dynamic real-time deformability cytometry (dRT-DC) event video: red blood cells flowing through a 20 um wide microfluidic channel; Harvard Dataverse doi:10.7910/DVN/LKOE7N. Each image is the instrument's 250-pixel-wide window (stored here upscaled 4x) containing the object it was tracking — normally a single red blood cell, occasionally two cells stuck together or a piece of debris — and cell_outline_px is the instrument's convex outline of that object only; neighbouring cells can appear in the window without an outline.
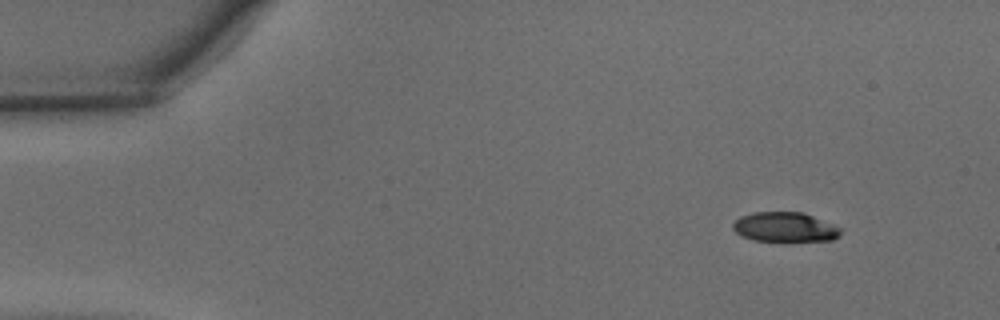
{"species": "common noctule bat (a hibernating species)", "species_latin": "Nyctalus noctula", "temperature_condition": "warm", "stored_images_in_passage": 43, "camera_frame_rate_fps": 3000, "um_per_image_px": 0.085, "animal": {"sex": "male", "body_mass_g": 15.6}, "frame": {"image": 1, "passage_image": 1, "time_ms": 0.0, "image_size_px": [1000, 320], "cell_outline_px": [[840, 236], [832, 240], [752, 240], [740, 236], [732, 228], [732, 224], [740, 216], [756, 212], [804, 212], [832, 224], [840, 228]], "centroid_in_image_um": [66.68, 19.29], "position_along_channel_um": 18.3, "area_um2": 18.38}}
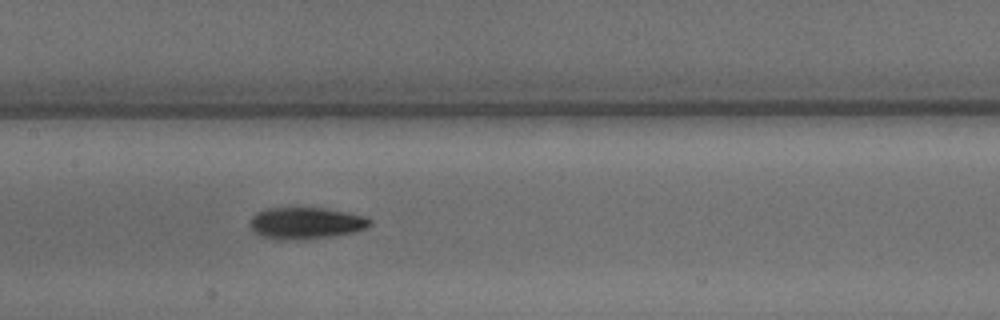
{"frame": {"image": 2, "passage_image": 19, "time_ms": 6.0, "image_size_px": [1000, 320], "cell_outline_px": [[372, 224], [364, 228], [352, 232], [324, 236], [260, 236], [252, 232], [248, 224], [248, 220], [256, 212], [264, 208], [324, 208], [364, 216], [372, 220]], "centroid_in_image_um": [25.95, 18.89], "position_along_channel_um": 181.5, "area_um2": 20.92}}
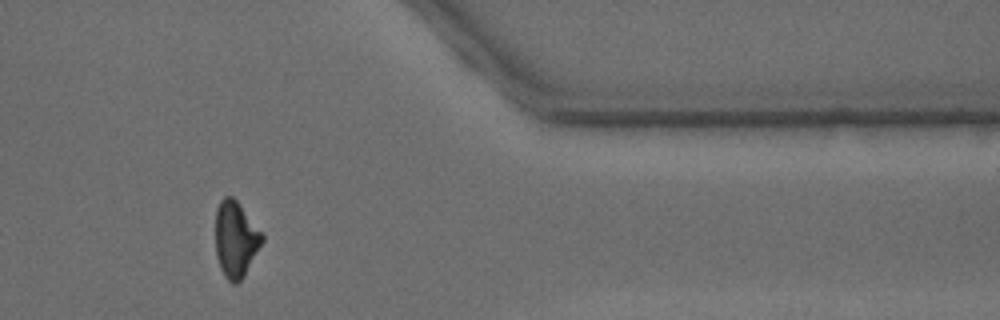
{"frame": {"image": 3, "passage_image": 35, "time_ms": 11.333, "image_size_px": [1000, 320], "cell_outline_px": [[264, 240], [244, 276], [236, 284], [232, 284], [224, 276], [220, 268], [216, 256], [216, 208], [220, 200], [224, 196], [232, 196], [236, 200], [264, 236]], "centroid_in_image_um": [20.01, 20.35], "position_along_channel_um": 391.4, "area_um2": 20.52}, "authors_computed_cell_mechanics": {"area_um2": 20.9236, "velocity_mm_per_s": 4.3363, "shape_relaxation_time_tau1_ms": 4.892, "shape_relaxation_time_tau2_ms": 3.0197, "deformation_change_tau1": 0.163, "deformation_change_tau2": 0.1075}}